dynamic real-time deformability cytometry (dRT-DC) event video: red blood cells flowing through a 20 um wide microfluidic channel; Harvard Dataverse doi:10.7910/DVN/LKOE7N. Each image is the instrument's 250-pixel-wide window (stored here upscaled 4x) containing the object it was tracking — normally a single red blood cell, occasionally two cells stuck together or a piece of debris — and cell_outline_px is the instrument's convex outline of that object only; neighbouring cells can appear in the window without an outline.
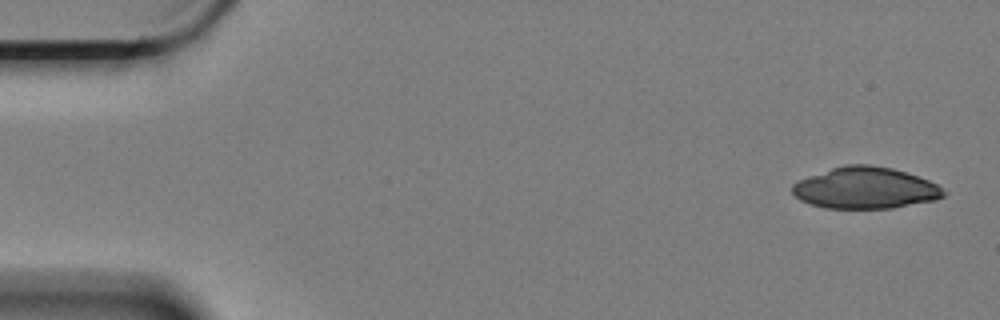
{"species": "Egyptian fruit bat (a non-hibernating species)", "species_latin": "Rousettus aegyptiacus", "temperature_condition": "cold", "stored_images_in_passage": 4, "camera_frame_rate_fps": 3000, "um_per_image_px": 0.085, "animal": {"sex": "female"}, "frame": {"image": 1, "passage_image": 1, "time_ms": 0.0, "image_size_px": [1000, 320], "cell_outline_px": [[948, 192], [944, 196], [936, 200], [892, 208], [824, 208], [800, 200], [792, 192], [792, 184], [808, 176], [844, 164], [872, 164], [892, 168], [928, 180], [936, 184]], "centroid_in_image_um": [73.56, 15.98], "position_along_channel_um": 11.4, "area_um2": 36.53}}